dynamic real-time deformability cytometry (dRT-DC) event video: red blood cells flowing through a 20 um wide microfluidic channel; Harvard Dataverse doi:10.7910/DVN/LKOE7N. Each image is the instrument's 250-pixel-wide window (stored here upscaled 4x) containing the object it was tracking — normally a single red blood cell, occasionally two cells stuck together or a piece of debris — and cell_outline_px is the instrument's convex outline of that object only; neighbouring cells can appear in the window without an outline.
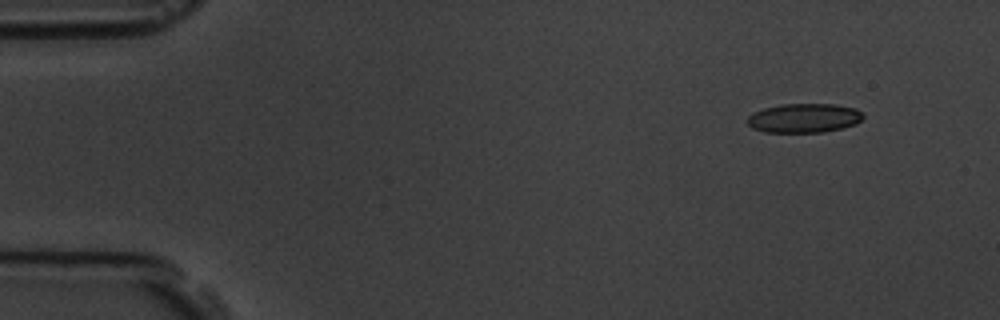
{"species": "common noctule bat (a hibernating species)", "species_latin": "Nyctalus noctula", "temperature_condition": "room temperature", "stored_images_in_passage": 10, "camera_frame_rate_fps": 3000, "um_per_image_px": 0.085, "animal": {"sex": "male", "body_mass_g": 19.5, "forearm_length_mm": 54.6}, "frame": {"image": 1, "passage_image": 1, "time_ms": 0.0, "image_size_px": [1000, 320], "cell_outline_px": [[864, 116], [856, 124], [824, 132], [764, 132], [752, 128], [744, 120], [752, 112], [764, 108], [780, 104], [836, 104], [856, 108]], "centroid_in_image_um": [68.29, 10.03], "position_along_channel_um": 16.7, "area_um2": 19.83}}
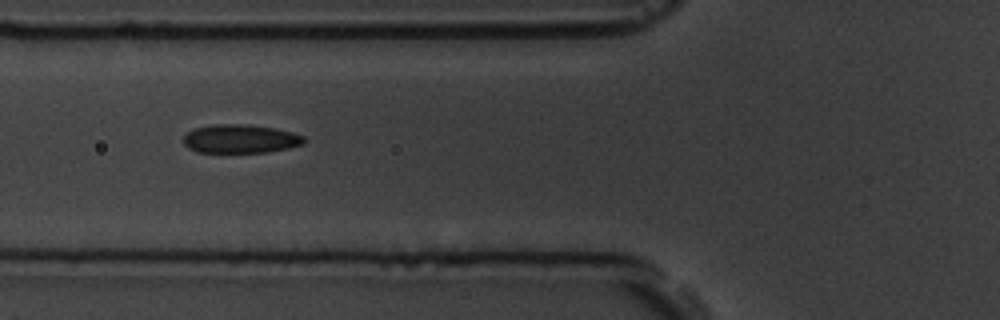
{"frame": {"image": 2, "passage_image": 6, "time_ms": 5.333, "image_size_px": [1000, 320], "cell_outline_px": [[304, 144], [288, 148], [268, 152], [196, 152], [188, 148], [184, 144], [184, 136], [192, 128], [212, 124], [248, 124], [276, 128], [292, 132], [304, 136]], "centroid_in_image_um": [20.42, 11.79], "position_along_channel_um": 105.4, "area_um2": 20.29}}
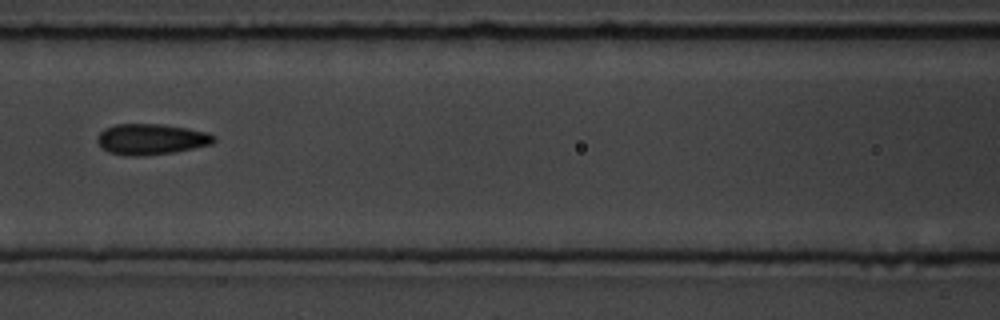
{"frame": {"image": 3, "passage_image": 7, "time_ms": 6.667, "image_size_px": [1000, 320], "cell_outline_px": [[216, 140], [212, 144], [172, 152], [140, 156], [132, 156], [108, 152], [96, 140], [96, 136], [104, 128], [116, 124], [164, 124], [188, 128], [208, 132], [216, 136]], "centroid_in_image_um": [12.86, 11.81], "position_along_channel_um": 153.7, "area_um2": 20.92}}